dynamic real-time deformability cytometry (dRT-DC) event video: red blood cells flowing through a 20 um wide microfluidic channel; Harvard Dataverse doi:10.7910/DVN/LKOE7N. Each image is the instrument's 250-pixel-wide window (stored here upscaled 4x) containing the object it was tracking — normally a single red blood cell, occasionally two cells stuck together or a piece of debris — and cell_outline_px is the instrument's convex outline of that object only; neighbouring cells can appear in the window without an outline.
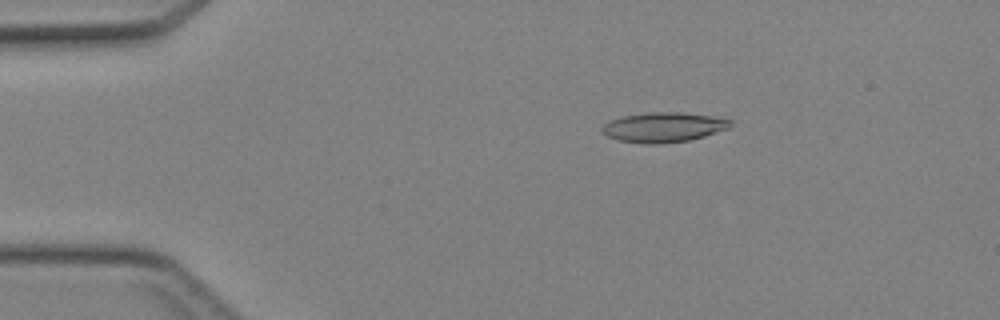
{"species": "Egyptian fruit bat (a non-hibernating species)", "species_latin": "Rousettus aegyptiacus", "temperature_condition": "cold", "stored_images_in_passage": 40, "camera_frame_rate_fps": 3000, "um_per_image_px": 0.085, "animal": {"sex": "female"}, "frame": {"image": 1, "passage_image": 3, "time_ms": 0.667, "image_size_px": [1000, 320], "cell_outline_px": [[732, 124], [728, 128], [704, 136], [688, 140], [660, 144], [644, 144], [616, 140], [600, 132], [600, 128], [608, 120], [620, 116], [648, 112], [680, 112], [712, 116], [732, 120]], "centroid_in_image_um": [56.32, 10.81], "position_along_channel_um": 28.7, "area_um2": 22.54}}
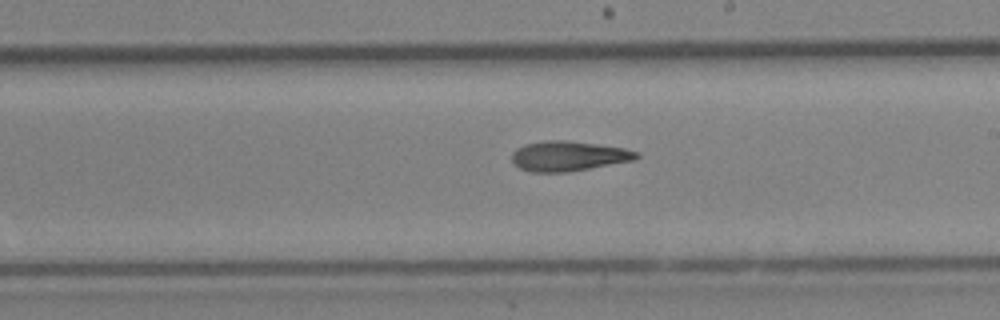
{"frame": {"image": 2, "passage_image": 21, "time_ms": 6.667, "image_size_px": [1000, 320], "cell_outline_px": [[640, 156], [636, 160], [568, 172], [532, 172], [520, 168], [512, 160], [512, 152], [516, 148], [524, 144], [548, 140], [564, 140], [624, 148], [636, 152]], "centroid_in_image_um": [48.31, 13.27], "position_along_channel_um": 240.7, "area_um2": 21.62}}
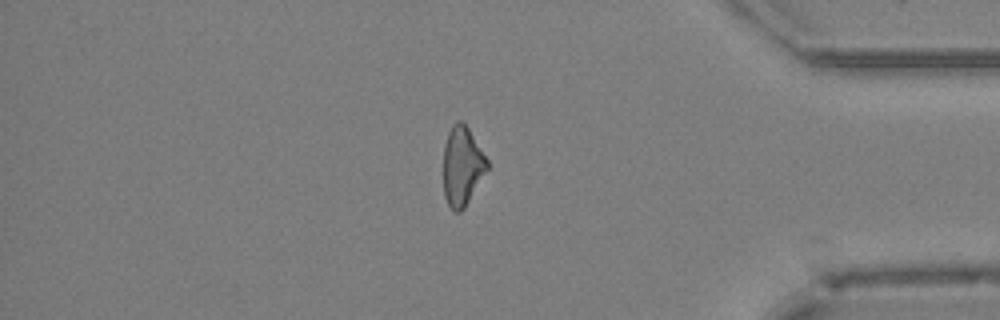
{"frame": {"image": 3, "passage_image": 33, "time_ms": 10.667, "image_size_px": [1000, 320], "cell_outline_px": [[488, 168], [464, 208], [460, 212], [456, 212], [448, 204], [444, 196], [444, 144], [448, 132], [452, 124], [456, 120], [460, 120], [468, 128], [488, 160]], "centroid_in_image_um": [39.27, 14.1], "position_along_channel_um": 395.9, "area_um2": 19.94}}